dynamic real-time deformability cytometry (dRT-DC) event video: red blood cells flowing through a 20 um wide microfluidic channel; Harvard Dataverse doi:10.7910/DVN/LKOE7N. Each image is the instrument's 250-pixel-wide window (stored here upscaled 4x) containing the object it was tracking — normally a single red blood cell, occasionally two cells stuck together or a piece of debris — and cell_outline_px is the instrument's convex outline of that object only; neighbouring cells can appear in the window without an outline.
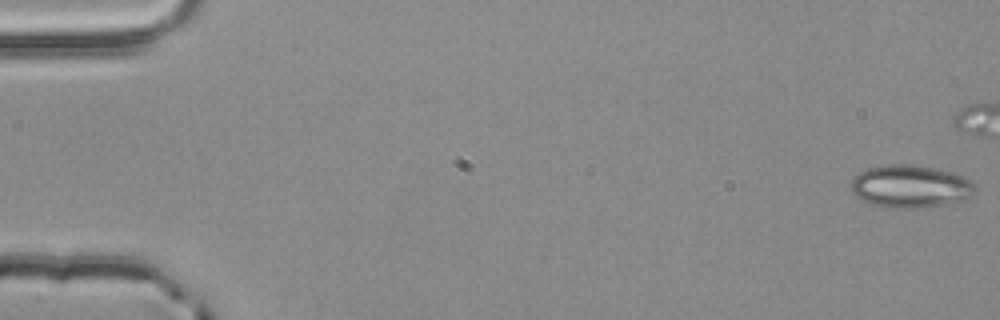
{"species": "common noctule bat (a hibernating species)", "species_latin": "Nyctalus noctula", "temperature_condition": "room temperature", "stored_images_in_passage": 43, "camera_frame_rate_fps": 3000, "um_per_image_px": 0.085, "animal": {"sex": "male", "body_mass_g": 20.4}, "frame": {"image": 1, "passage_image": 1, "time_ms": 0.0, "image_size_px": [1000, 320], "cell_outline_px": [[976, 188], [972, 196], [964, 200], [944, 204], [912, 208], [892, 208], [872, 204], [856, 196], [852, 192], [852, 180], [860, 172], [868, 168], [888, 164], [912, 164], [952, 172], [964, 176], [972, 180]], "centroid_in_image_um": [77.42, 15.83], "position_along_channel_um": 7.6, "area_um2": 30.69}}
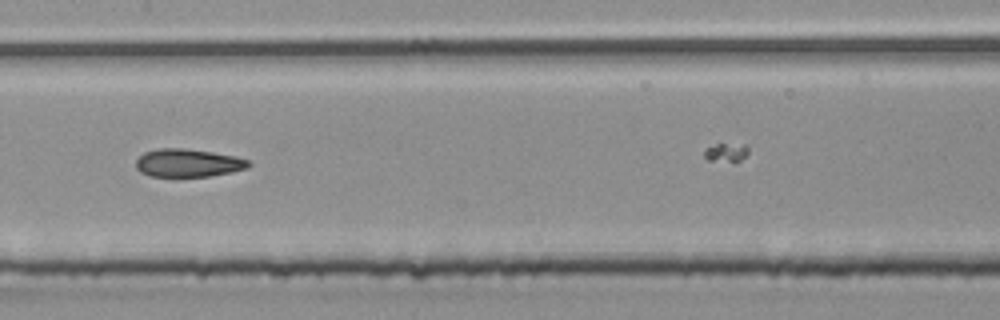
{"frame": {"image": 2, "passage_image": 28, "time_ms": 9.0, "image_size_px": [1000, 320], "cell_outline_px": [[252, 164], [248, 168], [232, 172], [208, 176], [152, 176], [140, 172], [136, 168], [136, 160], [144, 152], [160, 148], [184, 148], [212, 152], [232, 156], [248, 160]], "centroid_in_image_um": [15.98, 13.85], "position_along_channel_um": 191.4, "area_um2": 18.26}}
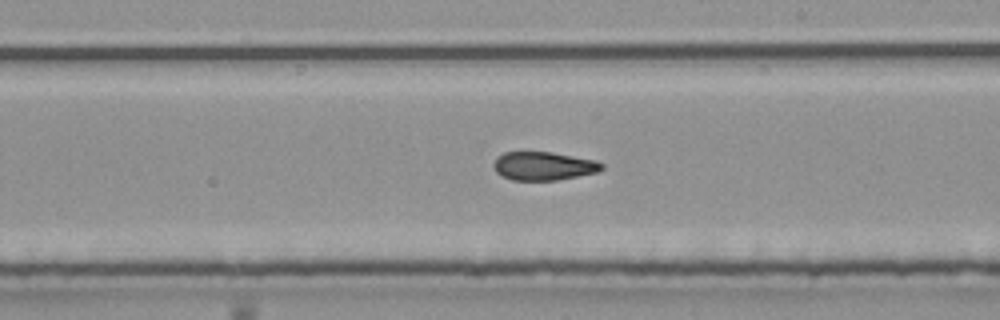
{"frame": {"image": 3, "passage_image": 32, "time_ms": 10.333, "image_size_px": [1000, 320], "cell_outline_px": [[604, 168], [596, 172], [556, 180], [512, 180], [496, 172], [492, 164], [496, 156], [504, 152], [552, 152], [596, 160], [604, 164]], "centroid_in_image_um": [46.18, 14.1], "position_along_channel_um": 242.8, "area_um2": 17.92}}